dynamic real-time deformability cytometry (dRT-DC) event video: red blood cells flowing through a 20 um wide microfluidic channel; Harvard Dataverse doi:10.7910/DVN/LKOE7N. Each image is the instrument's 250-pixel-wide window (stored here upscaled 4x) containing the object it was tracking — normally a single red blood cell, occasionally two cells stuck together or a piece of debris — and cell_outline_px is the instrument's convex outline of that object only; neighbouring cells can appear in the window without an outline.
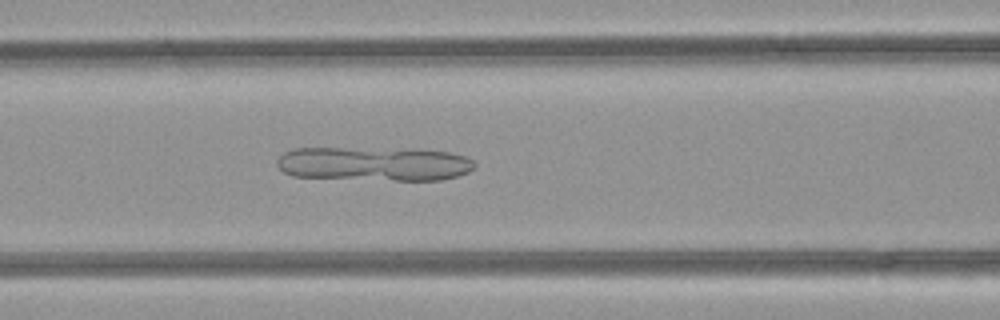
{"species": "common noctule bat (a hibernating species)", "species_latin": "Nyctalus noctula", "temperature_condition": "room temperature", "stored_images_in_passage": 43, "camera_frame_rate_fps": 3000, "um_per_image_px": 0.085, "animal": {"sex": "female", "body_mass_g": 21.9}, "frame": {"image": 1, "passage_image": 14, "time_ms": 4.333, "image_size_px": [1000, 320], "cell_outline_px": [[476, 164], [468, 172], [456, 176], [440, 180], [396, 180], [292, 176], [284, 172], [276, 164], [276, 160], [284, 152], [292, 148], [412, 148], [452, 152], [464, 156], [472, 160]], "centroid_in_image_um": [31.8, 13.9], "position_along_channel_um": 134.8, "area_um2": 39.59}}
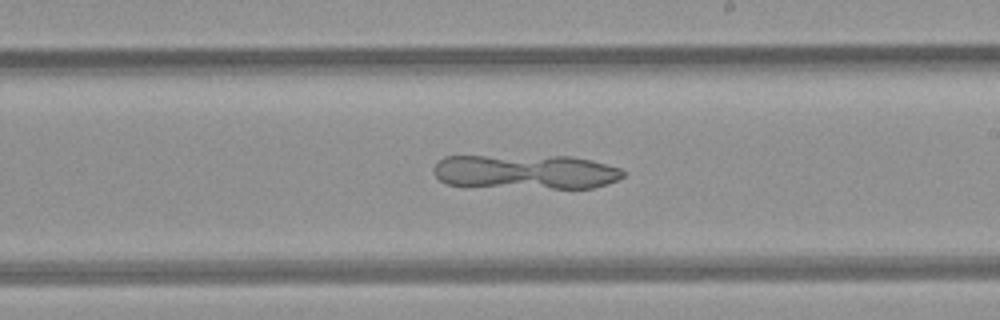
{"frame": {"image": 2, "passage_image": 22, "time_ms": 7.0, "image_size_px": [1000, 320], "cell_outline_px": [[624, 176], [608, 184], [592, 188], [552, 188], [448, 184], [440, 180], [432, 172], [432, 168], [444, 156], [572, 156], [592, 160], [620, 168], [624, 172]], "centroid_in_image_um": [44.71, 14.59], "position_along_channel_um": 244.3, "area_um2": 37.86}}
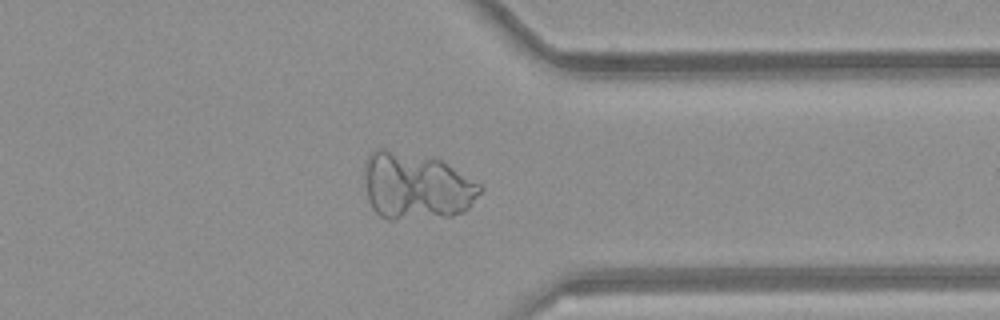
{"frame": {"image": 3, "passage_image": 32, "time_ms": 10.333, "image_size_px": [1000, 320], "cell_outline_px": [[484, 188], [468, 208], [464, 212], [452, 216], [392, 220], [388, 220], [380, 216], [372, 208], [368, 200], [364, 176], [364, 164], [368, 156], [376, 148], [384, 148], [440, 160], [480, 184]], "centroid_in_image_um": [35.36, 15.84], "position_along_channel_um": 376.0, "area_um2": 45.2}}